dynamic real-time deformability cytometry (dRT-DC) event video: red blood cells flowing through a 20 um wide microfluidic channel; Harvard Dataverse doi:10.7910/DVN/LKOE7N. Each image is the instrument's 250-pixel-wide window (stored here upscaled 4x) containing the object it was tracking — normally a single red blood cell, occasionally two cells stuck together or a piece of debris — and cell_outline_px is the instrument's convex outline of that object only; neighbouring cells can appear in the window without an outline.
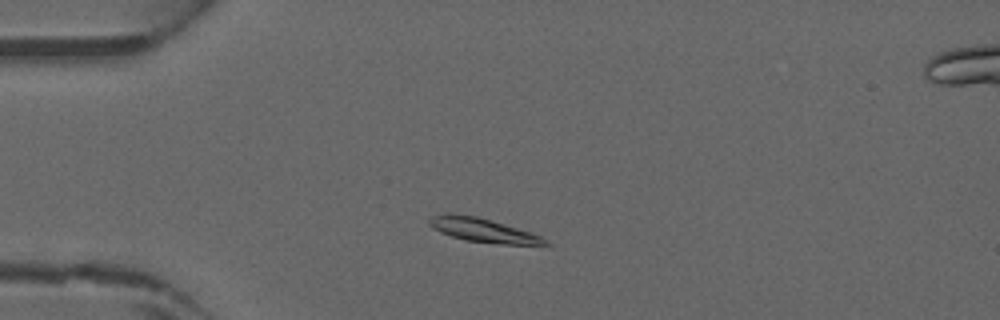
{"species": "common noctule bat (a hibernating species)", "species_latin": "Nyctalus noctula", "temperature_condition": "warm", "stored_images_in_passage": 41, "camera_frame_rate_fps": 3000, "um_per_image_px": 0.085, "animal": {"sex": "male", "forearm_length_mm": 52.5}, "frame": {"image": 1, "passage_image": 7, "time_ms": 2.0, "image_size_px": [1000, 320], "cell_outline_px": [[552, 244], [544, 248], [500, 244], [464, 240], [440, 232], [432, 228], [428, 224], [428, 220], [432, 216], [448, 212], [476, 216], [516, 228], [540, 236], [548, 240]], "centroid_in_image_um": [41.16, 19.61], "position_along_channel_um": 43.8, "area_um2": 16.65}}
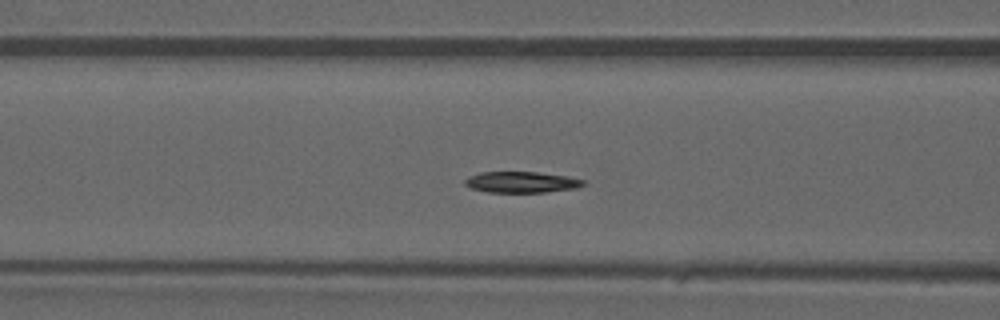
{"frame": {"image": 2, "passage_image": 14, "time_ms": 4.333, "image_size_px": [1000, 320], "cell_outline_px": [[584, 184], [576, 188], [544, 192], [488, 192], [472, 188], [464, 184], [464, 180], [468, 176], [480, 172], [536, 172], [568, 176], [584, 180]], "centroid_in_image_um": [44.3, 15.47], "position_along_channel_um": 122.3, "area_um2": 14.45}}
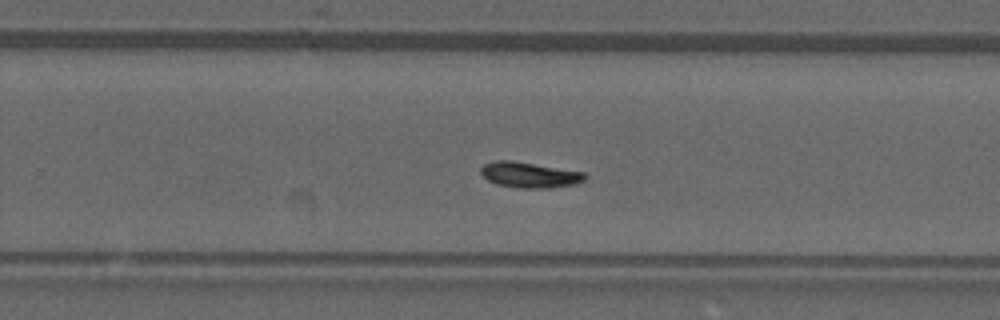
{"frame": {"image": 3, "passage_image": 25, "time_ms": 8.0, "image_size_px": [1000, 320], "cell_outline_px": [[588, 176], [584, 180], [576, 184], [552, 188], [520, 188], [496, 184], [488, 180], [480, 172], [480, 168], [484, 164], [492, 160], [512, 160], [584, 172]], "centroid_in_image_um": [45.01, 14.86], "position_along_channel_um": 284.8, "area_um2": 15.66}}